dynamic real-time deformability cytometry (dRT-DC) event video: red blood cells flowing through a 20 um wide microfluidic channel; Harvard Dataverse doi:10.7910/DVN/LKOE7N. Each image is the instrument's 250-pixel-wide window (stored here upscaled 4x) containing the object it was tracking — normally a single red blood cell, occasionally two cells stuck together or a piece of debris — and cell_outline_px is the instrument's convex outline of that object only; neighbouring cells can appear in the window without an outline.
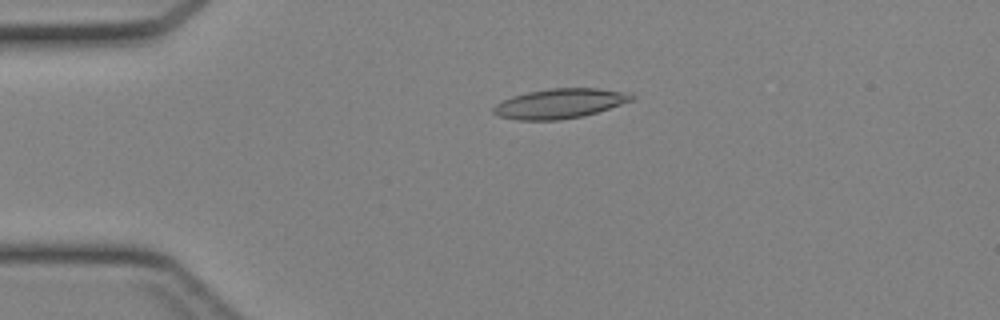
{"species": "Egyptian fruit bat (a non-hibernating species)", "species_latin": "Rousettus aegyptiacus", "temperature_condition": "cold", "stored_images_in_passage": 44, "camera_frame_rate_fps": 3000, "um_per_image_px": 0.085, "animal": {"sex": "female"}, "frame": {"image": 1, "passage_image": 10, "time_ms": 3.0, "image_size_px": [1000, 320], "cell_outline_px": [[636, 96], [632, 100], [584, 116], [560, 120], [516, 120], [500, 116], [492, 112], [492, 108], [496, 104], [512, 96], [528, 92], [548, 88], [600, 88], [628, 92]], "centroid_in_image_um": [47.58, 8.79], "position_along_channel_um": 37.4, "area_um2": 23.93}}
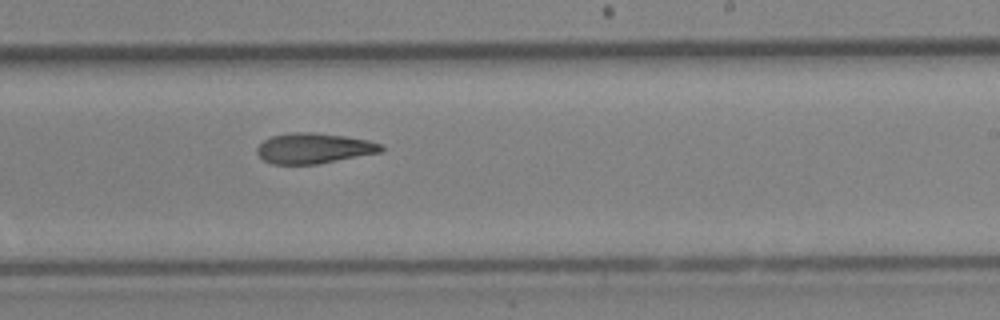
{"frame": {"image": 2, "passage_image": 27, "time_ms": 8.667, "image_size_px": [1000, 320], "cell_outline_px": [[384, 152], [316, 164], [272, 164], [264, 160], [256, 152], [256, 148], [264, 140], [272, 136], [292, 132], [312, 132], [344, 136], [368, 140], [380, 144], [384, 148]], "centroid_in_image_um": [26.69, 12.6], "position_along_channel_um": 262.3, "area_um2": 21.96}}
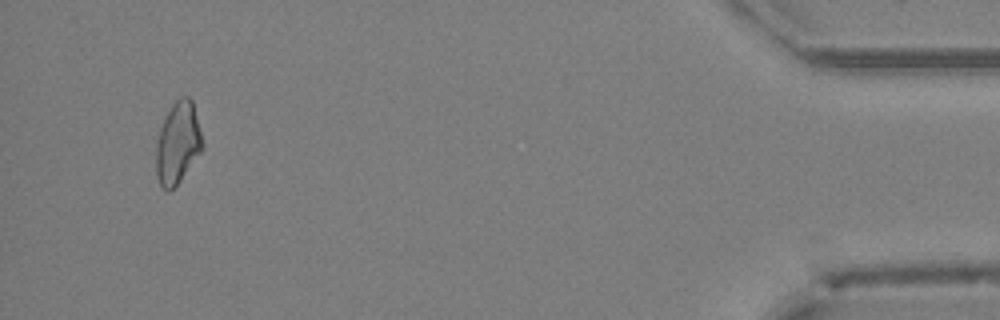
{"frame": {"image": 3, "passage_image": 42, "time_ms": 13.667, "image_size_px": [1000, 320], "cell_outline_px": [[204, 148], [180, 180], [168, 192], [160, 184], [156, 172], [156, 140], [164, 116], [172, 104], [180, 96], [188, 96], [192, 100], [204, 144]], "centroid_in_image_um": [15.11, 12.12], "position_along_channel_um": 420.1, "area_um2": 22.08}}